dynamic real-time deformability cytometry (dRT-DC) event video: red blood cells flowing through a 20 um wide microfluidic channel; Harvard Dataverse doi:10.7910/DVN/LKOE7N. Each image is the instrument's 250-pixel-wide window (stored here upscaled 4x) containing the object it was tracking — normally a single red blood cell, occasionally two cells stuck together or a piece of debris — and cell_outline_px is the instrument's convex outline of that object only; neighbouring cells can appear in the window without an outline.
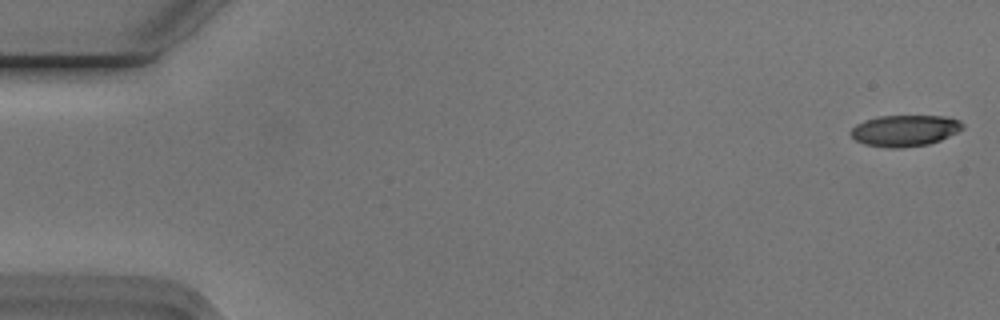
{"species": "Egyptian fruit bat (a non-hibernating species)", "species_latin": "Rousettus aegyptiacus", "temperature_condition": "cold", "stored_images_in_passage": 17, "camera_frame_rate_fps": 3000, "um_per_image_px": 0.085, "animal": {"sex": "male"}, "frame": {"image": 1, "passage_image": 1, "time_ms": 0.0, "image_size_px": [1000, 320], "cell_outline_px": [[964, 128], [940, 140], [928, 144], [900, 148], [892, 148], [864, 144], [856, 140], [848, 132], [856, 124], [864, 120], [876, 116], [944, 116], [960, 120], [964, 124]], "centroid_in_image_um": [76.89, 11.09], "position_along_channel_um": 8.1, "area_um2": 20.4}}
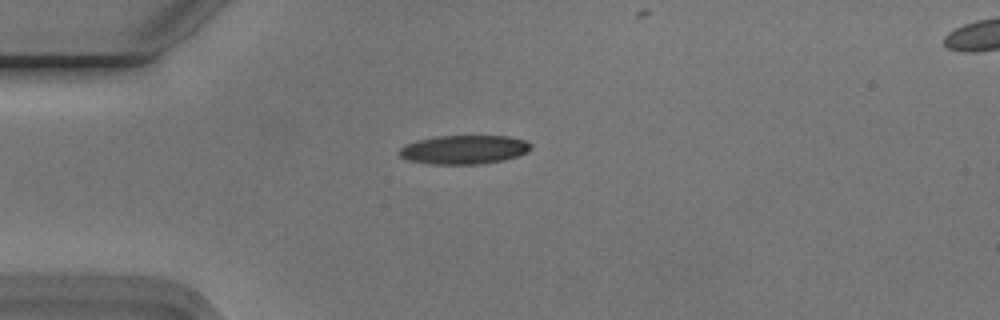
{"frame": {"image": 2, "passage_image": 14, "time_ms": 4.333, "image_size_px": [1000, 320], "cell_outline_px": [[532, 148], [520, 156], [504, 160], [484, 164], [428, 164], [408, 160], [400, 156], [400, 148], [416, 140], [436, 136], [508, 136], [524, 140], [532, 144]], "centroid_in_image_um": [39.48, 12.72], "position_along_channel_um": 45.5, "area_um2": 22.25}}